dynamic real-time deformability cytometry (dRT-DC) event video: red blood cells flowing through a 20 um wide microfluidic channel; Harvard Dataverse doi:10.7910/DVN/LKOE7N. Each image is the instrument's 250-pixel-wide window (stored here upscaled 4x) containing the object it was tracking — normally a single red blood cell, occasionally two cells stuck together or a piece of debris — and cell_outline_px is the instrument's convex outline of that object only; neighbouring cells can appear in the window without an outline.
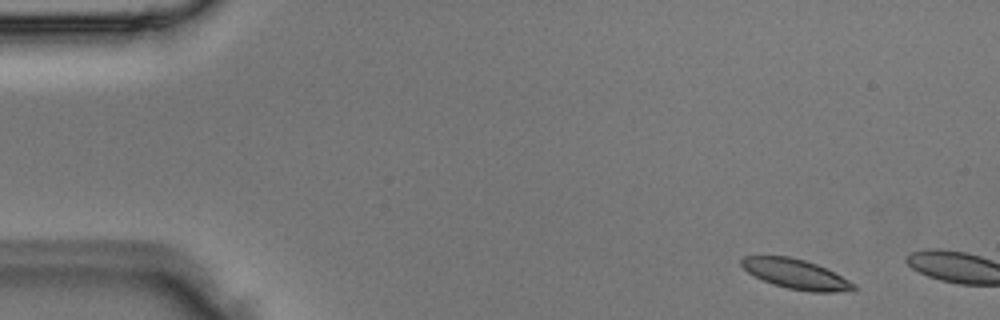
{"species": "Egyptian fruit bat (a non-hibernating species)", "species_latin": "Rousettus aegyptiacus", "temperature_condition": "room temperature", "stored_images_in_passage": 2, "camera_frame_rate_fps": 3000, "um_per_image_px": 0.085, "animal": {"sex": "male"}, "frame": {"image": 1, "passage_image": 1, "time_ms": 0.0, "image_size_px": [1000, 320], "cell_outline_px": [[856, 288], [852, 292], [812, 292], [788, 288], [772, 284], [748, 272], [740, 264], [740, 260], [744, 256], [788, 256], [804, 260], [816, 264], [856, 284]], "centroid_in_image_um": [67.66, 23.31], "position_along_channel_um": 17.3, "area_um2": 19.25}}